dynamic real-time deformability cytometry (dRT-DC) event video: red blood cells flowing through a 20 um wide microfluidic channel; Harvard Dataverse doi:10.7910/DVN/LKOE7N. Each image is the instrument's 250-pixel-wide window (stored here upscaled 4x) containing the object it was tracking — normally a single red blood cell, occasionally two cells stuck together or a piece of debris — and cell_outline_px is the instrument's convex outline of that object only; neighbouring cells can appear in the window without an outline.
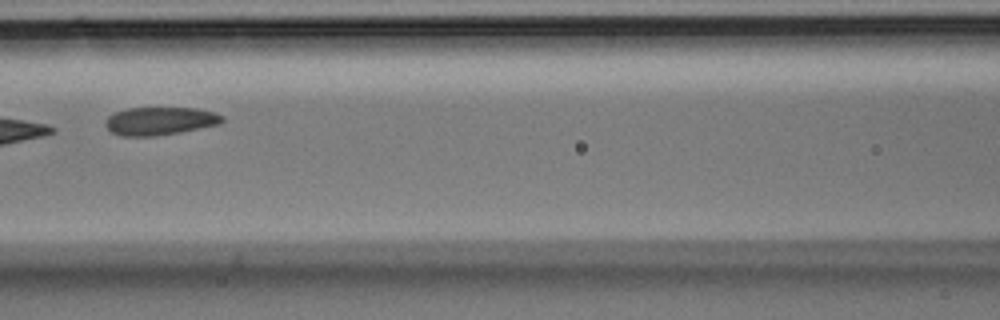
{"species": "Egyptian fruit bat (a non-hibernating species)", "species_latin": "Rousettus aegyptiacus", "temperature_condition": "room temperature", "stored_images_in_passage": 4, "camera_frame_rate_fps": 3000, "um_per_image_px": 0.085, "animal": {"sex": "male"}, "frame": {"image": 1, "passage_image": 3, "time_ms": 0.667, "image_size_px": [1000, 320], "cell_outline_px": [[224, 120], [220, 124], [180, 132], [156, 136], [120, 136], [112, 132], [104, 124], [108, 116], [116, 112], [128, 108], [196, 108], [212, 112], [224, 116]], "centroid_in_image_um": [13.59, 10.29], "position_along_channel_um": 153.0, "area_um2": 19.02}}
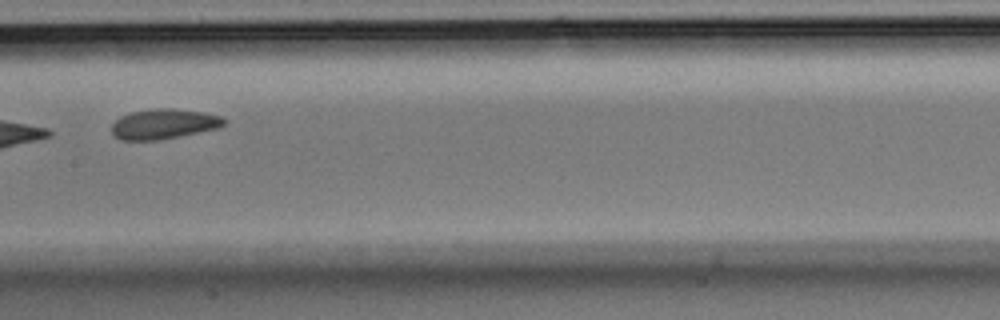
{"frame": {"image": 2, "passage_image": 4, "time_ms": 1.0, "image_size_px": [1000, 320], "cell_outline_px": [[228, 120], [220, 128], [160, 140], [120, 140], [112, 136], [112, 124], [120, 116], [132, 112], [156, 108], [172, 108], [204, 112], [220, 116]], "centroid_in_image_um": [13.93, 10.54], "position_along_channel_um": 193.5, "area_um2": 19.88}}